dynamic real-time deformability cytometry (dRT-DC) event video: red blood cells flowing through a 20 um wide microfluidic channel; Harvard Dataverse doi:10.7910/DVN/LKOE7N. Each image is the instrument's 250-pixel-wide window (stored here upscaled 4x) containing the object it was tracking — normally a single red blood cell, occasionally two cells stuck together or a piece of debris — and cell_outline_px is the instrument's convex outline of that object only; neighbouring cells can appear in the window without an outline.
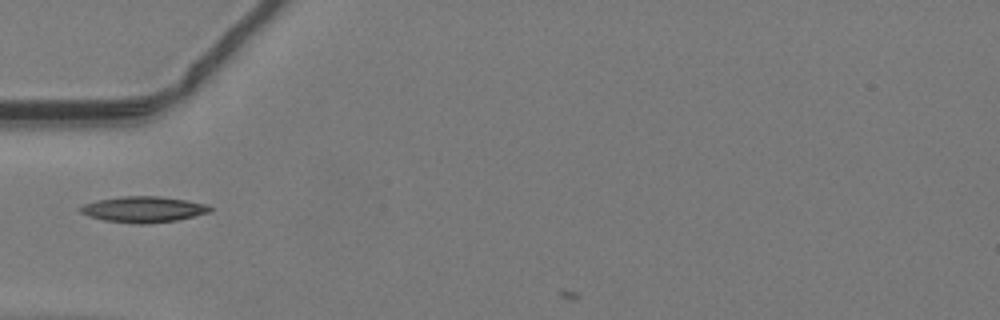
{"species": "common noctule bat (a hibernating species)", "species_latin": "Nyctalus noctula", "temperature_condition": "warm", "stored_images_in_passage": 3, "camera_frame_rate_fps": 3000, "um_per_image_px": 0.085, "animal": {"sex": "male", "body_mass_g": 19.2, "forearm_length_mm": 51.8}, "frame": {"image": 1, "passage_image": 1, "time_ms": 0.0, "image_size_px": [1000, 320], "cell_outline_px": [[212, 212], [176, 220], [144, 224], [136, 224], [104, 220], [88, 216], [80, 212], [80, 208], [84, 204], [96, 200], [120, 196], [160, 196], [208, 204], [212, 208]], "centroid_in_image_um": [12.2, 17.79], "position_along_channel_um": 72.8, "area_um2": 19.59}}